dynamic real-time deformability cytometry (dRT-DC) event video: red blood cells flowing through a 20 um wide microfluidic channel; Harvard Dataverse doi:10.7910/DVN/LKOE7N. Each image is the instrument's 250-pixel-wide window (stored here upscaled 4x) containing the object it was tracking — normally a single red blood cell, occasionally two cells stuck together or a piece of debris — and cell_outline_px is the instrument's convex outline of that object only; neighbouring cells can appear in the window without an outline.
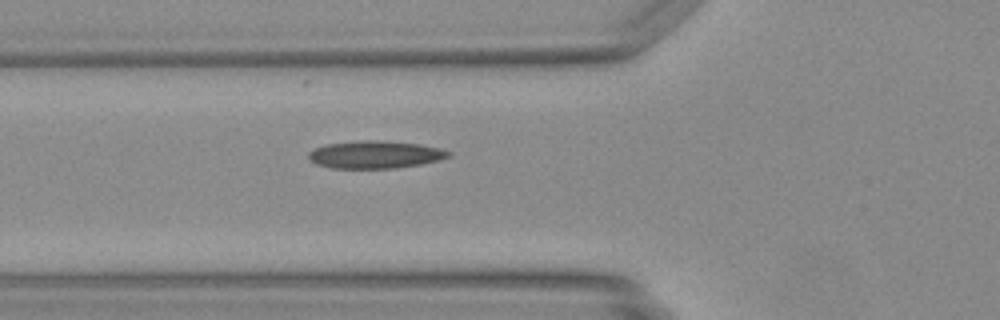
{"species": "Egyptian fruit bat (a non-hibernating species)", "species_latin": "Rousettus aegyptiacus", "temperature_condition": "warm", "stored_images_in_passage": 23, "camera_frame_rate_fps": 3000, "um_per_image_px": 0.085, "animal": {"sex": "female"}, "frame": {"image": 1, "passage_image": 4, "time_ms": 1.0, "image_size_px": [1000, 320], "cell_outline_px": [[452, 156], [420, 164], [396, 168], [332, 168], [316, 164], [308, 156], [308, 152], [324, 144], [364, 140], [376, 140], [416, 144], [436, 148], [452, 152]], "centroid_in_image_um": [31.85, 13.14], "position_along_channel_um": 94.0, "area_um2": 22.14}}